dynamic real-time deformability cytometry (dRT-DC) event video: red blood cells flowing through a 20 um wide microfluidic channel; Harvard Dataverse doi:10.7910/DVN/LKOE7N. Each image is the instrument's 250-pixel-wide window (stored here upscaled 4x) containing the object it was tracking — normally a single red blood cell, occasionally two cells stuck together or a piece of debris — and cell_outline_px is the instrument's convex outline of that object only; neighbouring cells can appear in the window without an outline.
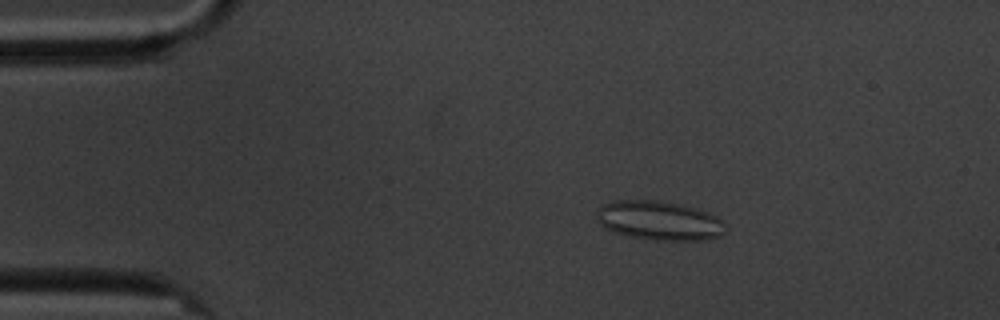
{"species": "common noctule bat (a hibernating species)", "species_latin": "Nyctalus noctula", "temperature_condition": "cold", "stored_images_in_passage": 3, "camera_frame_rate_fps": 3000, "um_per_image_px": 0.085, "animal": {"sex": "male", "body_mass_g": 20.1, "forearm_length_mm": 53.5}, "frame": {"image": 1, "passage_image": 1, "time_ms": 0.0, "image_size_px": [1000, 320], "cell_outline_px": [[728, 228], [720, 236], [704, 240], [656, 240], [628, 236], [616, 232], [600, 224], [596, 220], [596, 208], [612, 200], [656, 200], [680, 204], [696, 208], [716, 216], [724, 220]], "centroid_in_image_um": [56.05, 18.74], "position_along_channel_um": 29.0, "area_um2": 29.65}}
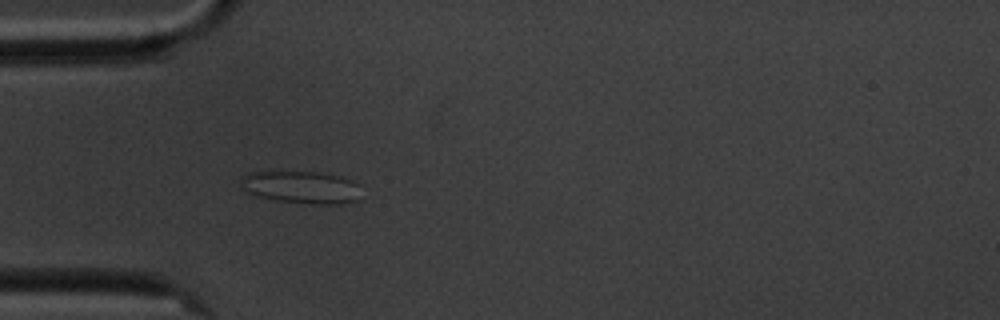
{"frame": {"image": 2, "passage_image": 3, "time_ms": 2.333, "image_size_px": [1000, 320], "cell_outline_px": [[360, 200], [340, 204], [312, 204], [276, 200], [252, 196], [244, 188], [240, 180], [240, 176], [248, 172], [320, 172], [340, 176], [356, 184]], "centroid_in_image_um": [25.56, 15.92], "position_along_channel_um": 59.4, "area_um2": 22.72}}